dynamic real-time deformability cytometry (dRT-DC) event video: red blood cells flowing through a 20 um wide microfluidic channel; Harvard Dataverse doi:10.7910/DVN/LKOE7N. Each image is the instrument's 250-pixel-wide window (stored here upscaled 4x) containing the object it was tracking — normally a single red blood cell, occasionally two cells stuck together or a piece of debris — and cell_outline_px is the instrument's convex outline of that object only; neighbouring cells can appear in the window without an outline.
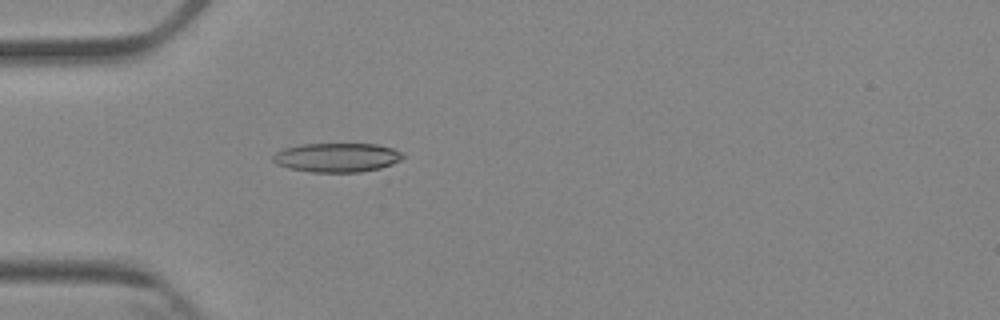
{"species": "Egyptian fruit bat (a non-hibernating species)", "species_latin": "Rousettus aegyptiacus", "temperature_condition": "cold", "stored_images_in_passage": 4, "camera_frame_rate_fps": 3000, "um_per_image_px": 0.085, "animal": {"sex": "female"}, "frame": {"image": 1, "passage_image": 4, "time_ms": 3.667, "image_size_px": [1000, 320], "cell_outline_px": [[404, 156], [400, 160], [392, 164], [380, 168], [360, 172], [312, 172], [288, 168], [276, 164], [272, 160], [272, 156], [276, 152], [284, 148], [304, 144], [376, 144], [392, 148], [400, 152]], "centroid_in_image_um": [28.61, 13.39], "position_along_channel_um": 56.4, "area_um2": 21.96}}